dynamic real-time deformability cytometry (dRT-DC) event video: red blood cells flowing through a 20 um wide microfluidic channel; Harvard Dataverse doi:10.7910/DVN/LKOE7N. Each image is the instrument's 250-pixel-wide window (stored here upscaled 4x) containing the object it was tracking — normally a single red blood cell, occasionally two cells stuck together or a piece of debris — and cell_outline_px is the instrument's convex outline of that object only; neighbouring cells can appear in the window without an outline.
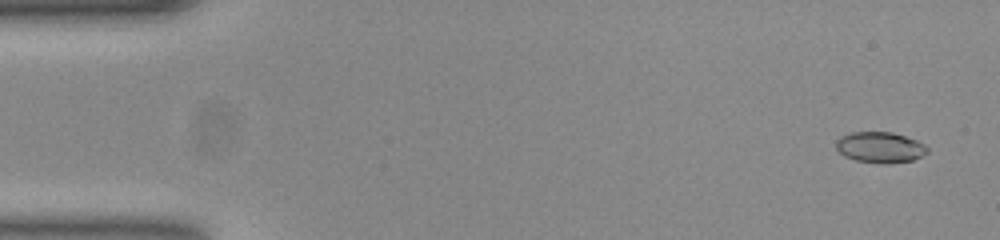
{"species": "common noctule bat (a hibernating species)", "species_latin": "Nyctalus noctula", "temperature_condition": "room temperature", "stored_images_in_passage": 53, "camera_frame_rate_fps": 3000, "um_per_image_px": 0.085, "animal": {"sex": "female", "body_mass_g": 23.0, "forearm_length_mm": 53.4}, "frame": {"image": 1, "passage_image": 3, "time_ms": 0.667, "image_size_px": [1000, 240], "cell_outline_px": [[928, 152], [912, 160], [880, 164], [856, 160], [844, 156], [836, 148], [836, 140], [840, 136], [852, 132], [892, 132], [916, 140], [924, 144], [928, 148]], "centroid_in_image_um": [74.78, 12.52], "position_along_channel_um": 10.2, "area_um2": 16.3}}
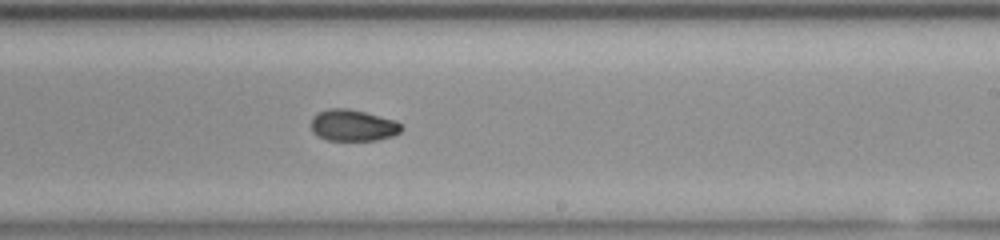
{"frame": {"image": 2, "passage_image": 32, "time_ms": 10.333, "image_size_px": [1000, 240], "cell_outline_px": [[404, 128], [400, 132], [392, 136], [376, 140], [328, 140], [312, 132], [312, 116], [316, 112], [328, 108], [348, 108], [396, 120], [404, 124]], "centroid_in_image_um": [30.03, 10.64], "position_along_channel_um": 259.0, "area_um2": 16.7}}
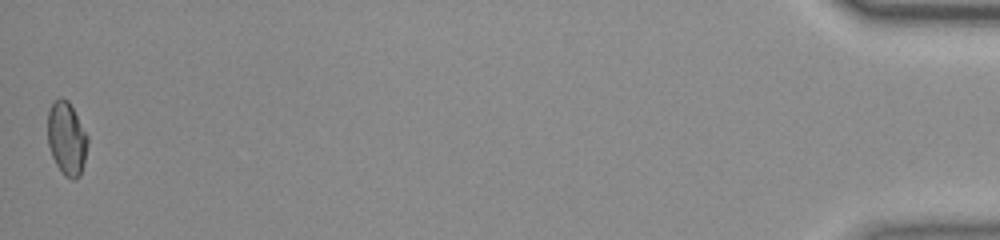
{"frame": {"image": 3, "passage_image": 53, "time_ms": 17.333, "image_size_px": [1000, 240], "cell_outline_px": [[88, 144], [80, 176], [72, 180], [64, 176], [56, 164], [52, 156], [48, 144], [48, 112], [52, 104], [60, 96], [68, 100], [88, 136]], "centroid_in_image_um": [5.67, 11.78], "position_along_channel_um": 429.5, "area_um2": 16.99}, "authors_computed_cell_mechanics": {"area_um2": 16.8198, "velocity_mm_per_s": 3.875, "shape_relaxation_time_tau1_ms": 7.3901, "shape_relaxation_time_tau2_ms": 3.5521, "deformation_change_tau1": 0.196, "deformation_change_tau2": 0.0493}}